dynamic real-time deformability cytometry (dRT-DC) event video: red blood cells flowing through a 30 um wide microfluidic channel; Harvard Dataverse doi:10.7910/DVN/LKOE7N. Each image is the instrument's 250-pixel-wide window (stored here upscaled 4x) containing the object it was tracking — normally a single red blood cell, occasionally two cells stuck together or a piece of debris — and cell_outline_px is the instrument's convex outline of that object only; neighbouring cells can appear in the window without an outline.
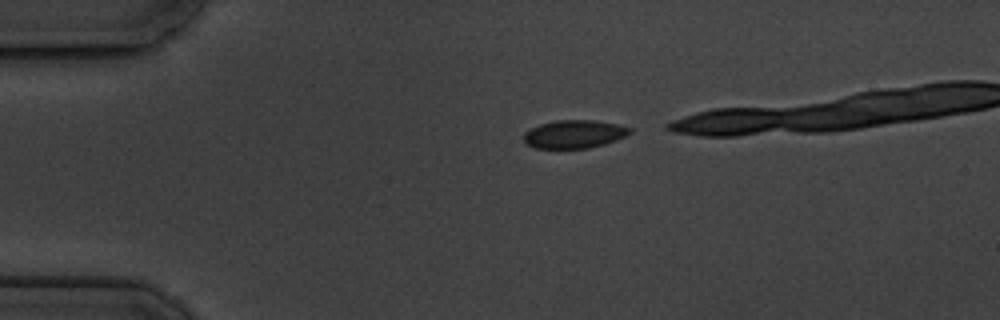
{"species": "common noctule bat (a hibernating species)", "species_latin": "Nyctalus noctula", "temperature_condition": "cold", "stored_images_in_passage": 3, "camera_frame_rate_fps": 3000, "um_per_image_px": 0.085, "animal": {"sex": "male", "body_mass_g": 19.5, "forearm_length_mm": 54.6}, "frame": {"image": 1, "passage_image": 1, "time_ms": 0.0, "image_size_px": [1000, 320], "cell_outline_px": [[632, 132], [616, 140], [604, 144], [588, 148], [536, 148], [524, 144], [524, 132], [540, 124], [556, 120], [596, 120], [620, 124], [632, 128]], "centroid_in_image_um": [48.82, 11.39], "position_along_channel_um": 36.2, "area_um2": 17.51}}